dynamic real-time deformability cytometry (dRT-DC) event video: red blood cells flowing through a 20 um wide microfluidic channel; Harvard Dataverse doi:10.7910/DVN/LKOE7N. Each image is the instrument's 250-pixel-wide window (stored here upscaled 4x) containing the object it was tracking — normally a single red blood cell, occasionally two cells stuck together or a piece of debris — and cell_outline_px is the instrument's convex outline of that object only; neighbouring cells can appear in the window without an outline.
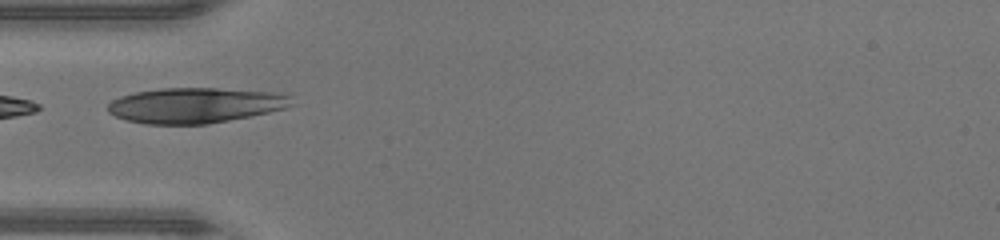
{"species": "human", "species_latin": "Homo sapiens", "temperature_condition": "warm", "stored_images_in_passage": 7, "camera_frame_rate_fps": 3000, "um_per_image_px": 0.085, "donor": {"sex": "male"}, "frame": {"image": 1, "passage_image": 1, "time_ms": 0.0, "image_size_px": [1000, 240], "cell_outline_px": [[296, 104], [284, 108], [268, 112], [208, 124], [144, 124], [128, 120], [116, 116], [108, 112], [108, 104], [112, 100], [120, 96], [136, 92], [160, 88], [216, 88], [272, 92], [292, 96]], "centroid_in_image_um": [16.6, 8.95], "position_along_channel_um": 68.4, "area_um2": 37.74}}
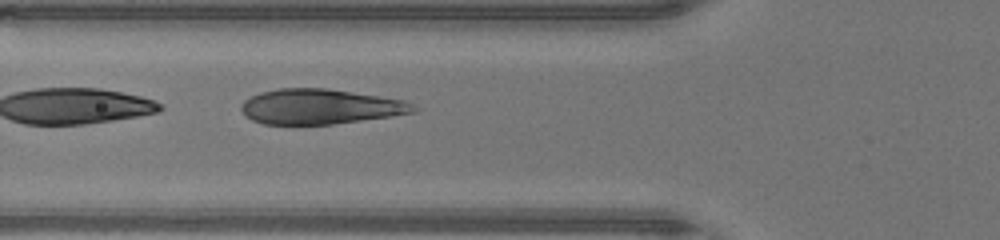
{"frame": {"image": 2, "passage_image": 3, "time_ms": 0.667, "image_size_px": [1000, 240], "cell_outline_px": [[420, 108], [416, 112], [392, 116], [332, 124], [264, 124], [252, 120], [244, 116], [240, 108], [240, 104], [244, 100], [260, 92], [280, 88], [328, 88], [380, 96], [404, 100]], "centroid_in_image_um": [27.21, 9.06], "position_along_channel_um": 98.6, "area_um2": 35.37}}